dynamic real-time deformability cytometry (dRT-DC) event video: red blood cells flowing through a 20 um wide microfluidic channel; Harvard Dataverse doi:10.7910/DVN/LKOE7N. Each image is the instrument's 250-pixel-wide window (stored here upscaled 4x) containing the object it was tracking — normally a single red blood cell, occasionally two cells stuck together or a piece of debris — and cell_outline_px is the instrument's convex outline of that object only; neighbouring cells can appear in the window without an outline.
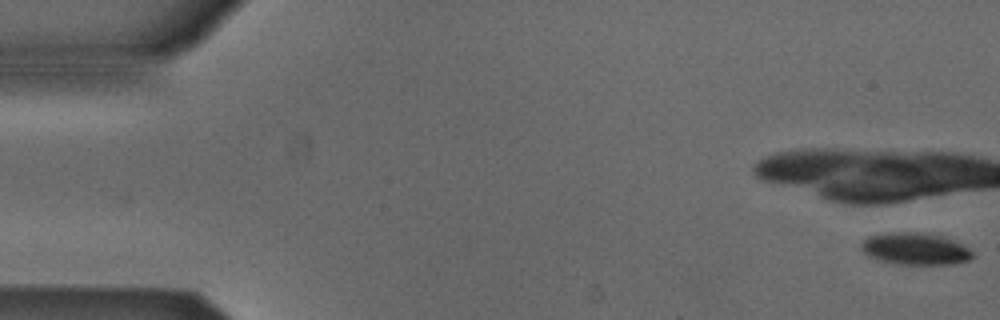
{"species": "Egyptian fruit bat (a non-hibernating species)", "species_latin": "Rousettus aegyptiacus", "temperature_condition": "cold", "stored_images_in_passage": 16, "camera_frame_rate_fps": 3000, "um_per_image_px": 0.085, "animal": {"sex": "male"}, "frame": {"image": 1, "passage_image": 1, "time_ms": 0.0, "image_size_px": [1000, 320], "cell_outline_px": [[972, 256], [968, 260], [952, 264], [900, 264], [880, 260], [868, 256], [860, 248], [860, 244], [868, 236], [904, 232], [908, 232], [940, 236], [952, 240], [968, 248], [972, 252]], "centroid_in_image_um": [77.76, 21.17], "position_along_channel_um": 7.2, "area_um2": 20.11}}